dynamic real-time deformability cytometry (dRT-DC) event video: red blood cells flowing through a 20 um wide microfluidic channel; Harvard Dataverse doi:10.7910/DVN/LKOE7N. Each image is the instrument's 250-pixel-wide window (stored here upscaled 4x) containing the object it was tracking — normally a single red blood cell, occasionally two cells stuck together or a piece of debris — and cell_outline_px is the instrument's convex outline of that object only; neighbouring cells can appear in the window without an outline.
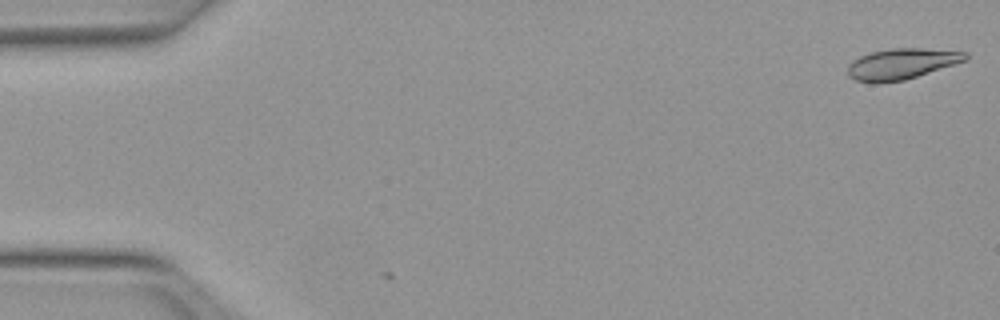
{"species": "Egyptian fruit bat (a non-hibernating species)", "species_latin": "Rousettus aegyptiacus", "temperature_condition": "warm", "stored_images_in_passage": 2, "camera_frame_rate_fps": 3000, "um_per_image_px": 0.085, "animal": {"sex": "female"}, "frame": {"image": 1, "passage_image": 2, "time_ms": 0.333, "image_size_px": [1000, 320], "cell_outline_px": [[968, 60], [904, 80], [876, 84], [872, 84], [856, 80], [848, 76], [848, 64], [852, 60], [860, 56], [872, 52], [892, 48], [920, 48], [968, 52]], "centroid_in_image_um": [76.62, 5.44], "position_along_channel_um": 8.4, "area_um2": 21.27}}